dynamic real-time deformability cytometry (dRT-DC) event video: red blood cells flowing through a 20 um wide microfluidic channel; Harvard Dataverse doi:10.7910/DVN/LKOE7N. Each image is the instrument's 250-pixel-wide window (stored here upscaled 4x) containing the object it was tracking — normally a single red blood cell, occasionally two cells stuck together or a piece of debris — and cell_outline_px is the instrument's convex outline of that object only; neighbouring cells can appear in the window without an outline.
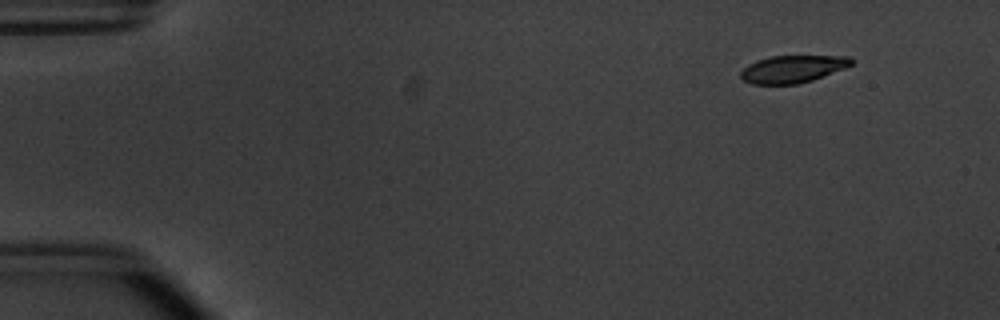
{"species": "common noctule bat (a hibernating species)", "species_latin": "Nyctalus noctula", "temperature_condition": "warm", "stored_images_in_passage": 54, "camera_frame_rate_fps": 3000, "um_per_image_px": 0.085, "animal": {"sex": "male", "body_mass_g": 20.1, "forearm_length_mm": 53.5}, "frame": {"image": 1, "passage_image": 6, "time_ms": 1.667, "image_size_px": [1000, 320], "cell_outline_px": [[852, 64], [844, 68], [812, 80], [796, 84], [752, 84], [744, 80], [740, 76], [740, 72], [748, 64], [756, 60], [772, 56], [852, 56]], "centroid_in_image_um": [67.35, 5.86], "position_along_channel_um": 17.6, "area_um2": 17.51}}
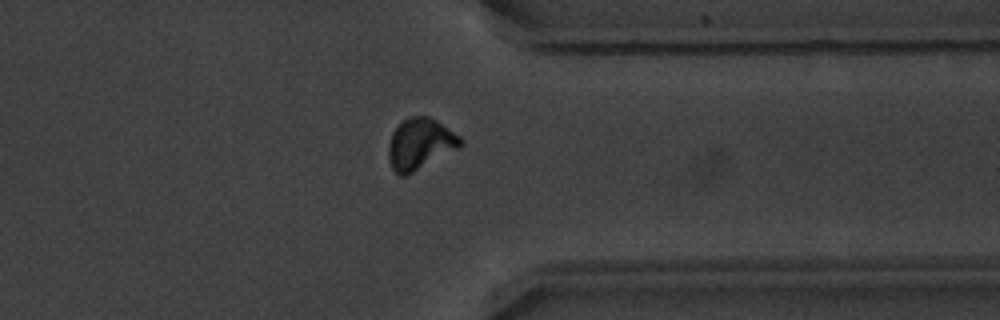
{"frame": {"image": 2, "passage_image": 43, "time_ms": 14.0, "image_size_px": [1000, 320], "cell_outline_px": [[464, 144], [408, 176], [400, 176], [392, 168], [388, 156], [388, 148], [392, 132], [408, 116], [428, 116], [436, 120], [460, 136], [464, 140]], "centroid_in_image_um": [35.71, 12.24], "position_along_channel_um": 375.7, "area_um2": 21.39}}
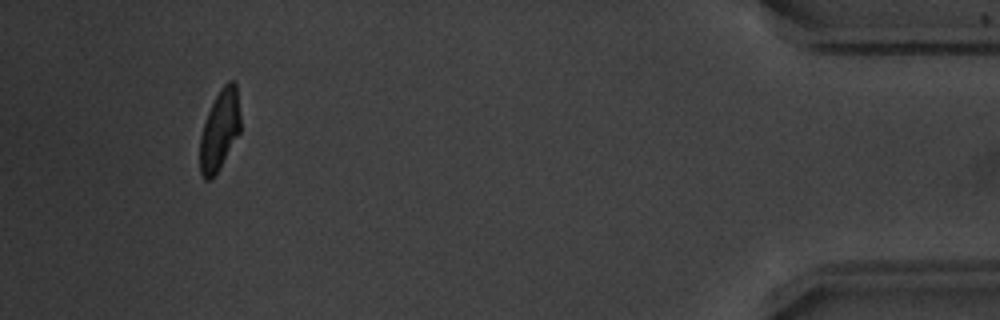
{"frame": {"image": 3, "passage_image": 51, "time_ms": 16.667, "image_size_px": [1000, 320], "cell_outline_px": [[240, 132], [220, 168], [212, 180], [204, 180], [200, 172], [200, 136], [208, 112], [220, 88], [228, 80], [232, 80], [236, 84], [240, 116]], "centroid_in_image_um": [18.67, 11.08], "position_along_channel_um": 416.5, "area_um2": 18.96}, "authors_computed_cell_mechanics": {"area_um2": 19.8832, "velocity_mm_per_s": 3.7986, "shape_relaxation_time_tau1_ms": 2.4116, "shape_relaxation_time_tau2_ms": 0.6, "deformation_change_tau1": 0.152, "deformation_change_tau2": 0.0584}}